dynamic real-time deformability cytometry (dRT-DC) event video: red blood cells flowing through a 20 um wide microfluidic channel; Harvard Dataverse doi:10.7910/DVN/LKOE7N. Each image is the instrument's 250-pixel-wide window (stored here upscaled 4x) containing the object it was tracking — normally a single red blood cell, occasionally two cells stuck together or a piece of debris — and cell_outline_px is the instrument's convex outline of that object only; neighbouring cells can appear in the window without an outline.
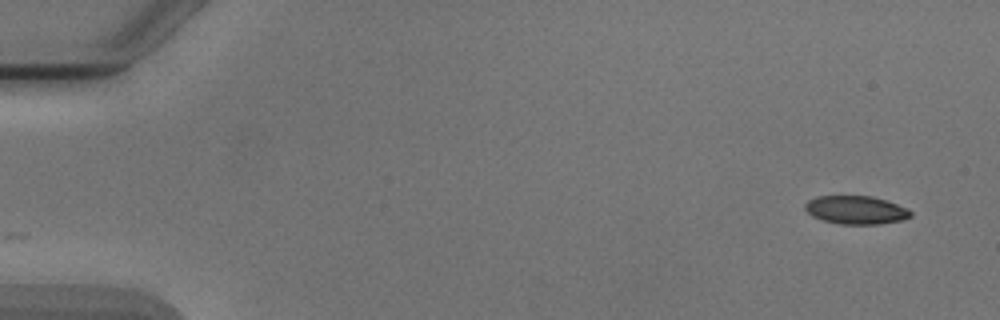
{"species": "Egyptian fruit bat (a non-hibernating species)", "species_latin": "Rousettus aegyptiacus", "temperature_condition": "cold", "stored_images_in_passage": 8, "camera_frame_rate_fps": 3000, "um_per_image_px": 0.085, "animal": {"sex": "male"}, "frame": {"image": 1, "passage_image": 1, "time_ms": 0.0, "image_size_px": [1000, 320], "cell_outline_px": [[912, 216], [900, 220], [880, 224], [840, 224], [824, 220], [812, 216], [804, 208], [804, 204], [808, 200], [816, 196], [872, 196], [908, 208], [912, 212]], "centroid_in_image_um": [72.74, 17.84], "position_along_channel_um": 12.3, "area_um2": 17.34}}
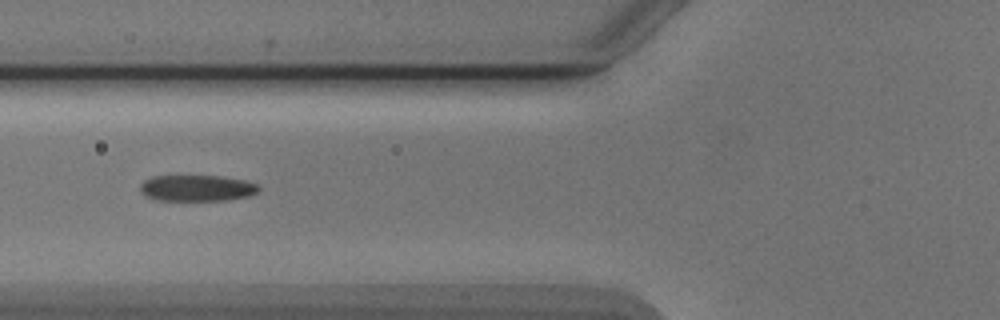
{"frame": {"image": 2, "passage_image": 6, "time_ms": 6.0, "image_size_px": [1000, 320], "cell_outline_px": [[260, 188], [256, 192], [248, 196], [228, 200], [152, 200], [144, 196], [140, 192], [140, 184], [144, 180], [152, 176], [220, 176], [244, 180], [256, 184]], "centroid_in_image_um": [16.67, 15.99], "position_along_channel_um": 109.1, "area_um2": 18.15}}
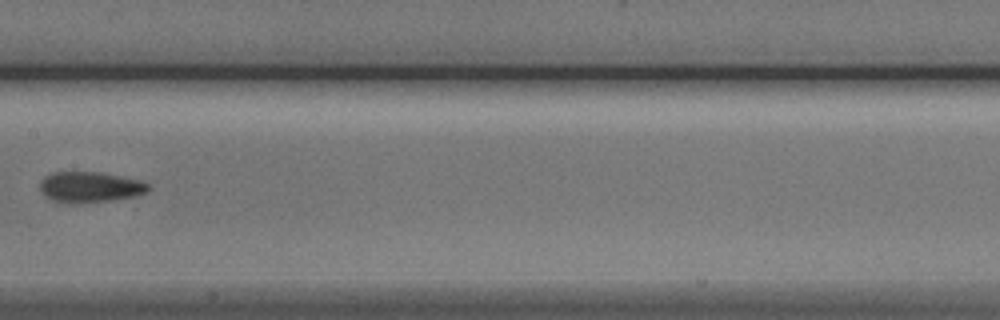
{"frame": {"image": 3, "passage_image": 8, "time_ms": 8.333, "image_size_px": [1000, 320], "cell_outline_px": [[152, 188], [148, 192], [112, 200], [72, 204], [52, 200], [44, 196], [40, 192], [40, 180], [44, 176], [52, 172], [100, 172], [140, 180], [148, 184]], "centroid_in_image_um": [7.6, 15.9], "position_along_channel_um": 199.8, "area_um2": 19.48}}